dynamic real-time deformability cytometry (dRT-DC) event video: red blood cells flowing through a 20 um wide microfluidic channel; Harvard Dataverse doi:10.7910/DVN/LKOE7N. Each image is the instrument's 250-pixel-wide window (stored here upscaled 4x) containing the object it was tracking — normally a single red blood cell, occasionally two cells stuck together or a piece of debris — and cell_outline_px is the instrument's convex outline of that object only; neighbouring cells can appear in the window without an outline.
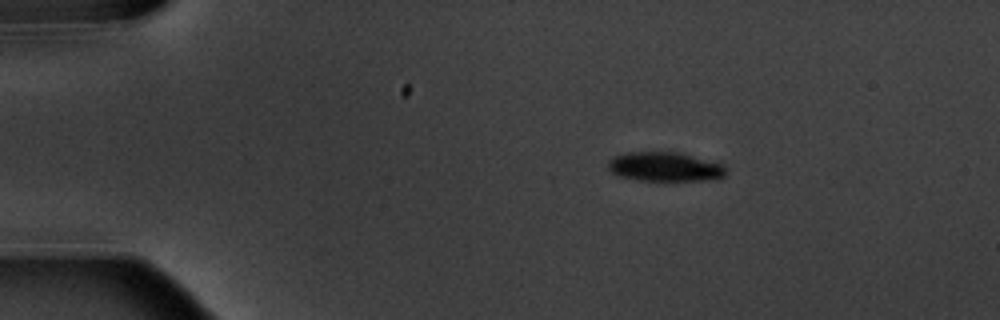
{"species": "common noctule bat (a hibernating species)", "species_latin": "Nyctalus noctula", "temperature_condition": "warm", "stored_images_in_passage": 4, "segment_of_instrument_passage": [1, 2], "camera_frame_rate_fps": 3000, "um_per_image_px": 0.085, "animal": {"sex": "male", "body_mass_g": 20.1, "forearm_length_mm": 53.5}, "frame": {"image": 1, "passage_image": 1, "time_ms": 0.0, "image_size_px": [1000, 320], "cell_outline_px": [[724, 176], [704, 180], [640, 180], [620, 176], [612, 172], [608, 168], [608, 160], [612, 156], [624, 152], [676, 152], [724, 164]], "centroid_in_image_um": [56.44, 14.16], "position_along_channel_um": 28.6, "area_um2": 19.83}}